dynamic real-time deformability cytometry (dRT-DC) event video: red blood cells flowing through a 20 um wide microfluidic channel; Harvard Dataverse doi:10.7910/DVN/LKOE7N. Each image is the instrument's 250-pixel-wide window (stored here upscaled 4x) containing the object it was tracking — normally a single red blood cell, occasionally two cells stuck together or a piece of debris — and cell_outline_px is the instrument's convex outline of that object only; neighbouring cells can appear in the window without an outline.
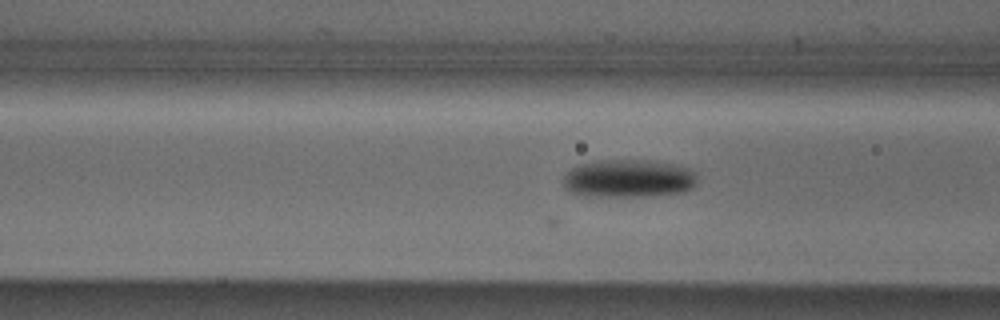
{"species": "Egyptian fruit bat (a non-hibernating species)", "species_latin": "Rousettus aegyptiacus", "temperature_condition": "cold", "stored_images_in_passage": 24, "camera_frame_rate_fps": 3000, "um_per_image_px": 0.085, "animal": {"sex": "male"}, "frame": {"image": 1, "passage_image": 5, "time_ms": 1.333, "image_size_px": [1000, 320], "cell_outline_px": [[696, 184], [692, 188], [684, 192], [652, 196], [584, 196], [572, 192], [564, 184], [564, 176], [572, 168], [580, 164], [608, 160], [652, 160], [672, 164], [688, 168], [696, 172]], "centroid_in_image_um": [53.48, 15.18], "position_along_channel_um": 113.1, "area_um2": 29.59}}
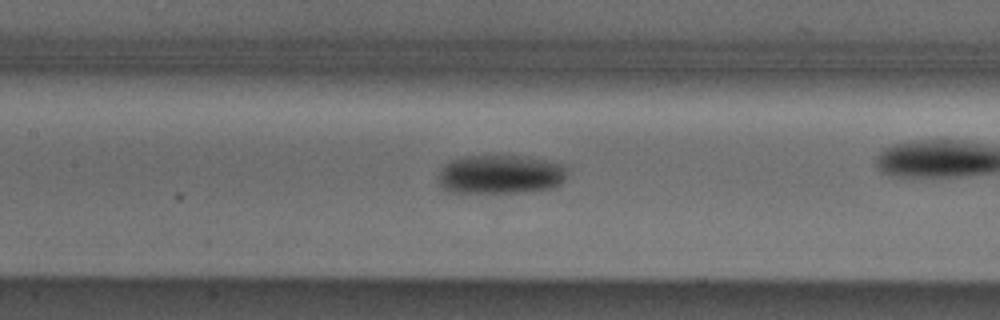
{"frame": {"image": 2, "passage_image": 9, "time_ms": 2.667, "image_size_px": [1000, 320], "cell_outline_px": [[568, 172], [564, 180], [556, 188], [528, 192], [448, 192], [440, 184], [440, 168], [444, 164], [452, 160], [464, 156], [520, 156], [544, 160], [564, 164], [568, 168]], "centroid_in_image_um": [42.59, 14.83], "position_along_channel_um": 164.8, "area_um2": 29.42}}